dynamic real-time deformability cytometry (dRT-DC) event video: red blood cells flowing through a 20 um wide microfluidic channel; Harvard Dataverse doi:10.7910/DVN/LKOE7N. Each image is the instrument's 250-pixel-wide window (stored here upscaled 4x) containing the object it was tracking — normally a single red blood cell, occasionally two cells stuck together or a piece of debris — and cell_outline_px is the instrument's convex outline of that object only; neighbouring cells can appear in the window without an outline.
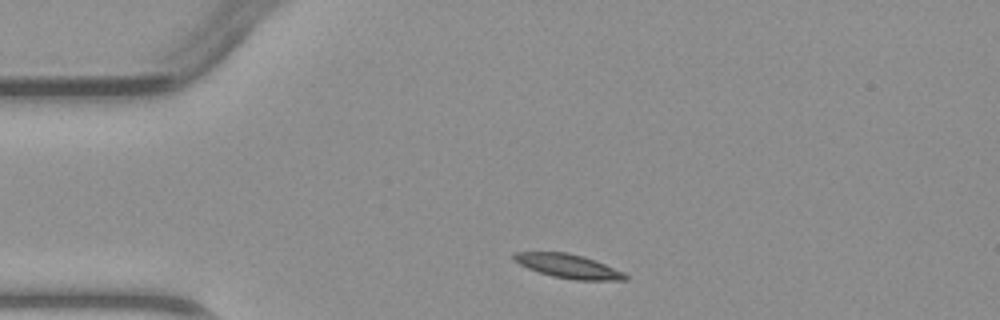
{"species": "common noctule bat (a hibernating species)", "species_latin": "Nyctalus noctula", "temperature_condition": "warm", "stored_images_in_passage": 4, "camera_frame_rate_fps": 3000, "um_per_image_px": 0.085, "animal": {"sex": "male", "body_mass_g": 23.1, "forearm_length_mm": 52.7}, "frame": {"image": 1, "passage_image": 1, "time_ms": 0.0, "image_size_px": [1000, 320], "cell_outline_px": [[628, 280], [576, 280], [552, 276], [528, 268], [512, 260], [512, 252], [568, 252], [584, 256], [596, 260], [624, 272], [628, 276]], "centroid_in_image_um": [48.31, 22.61], "position_along_channel_um": 36.7, "area_um2": 15.66}}
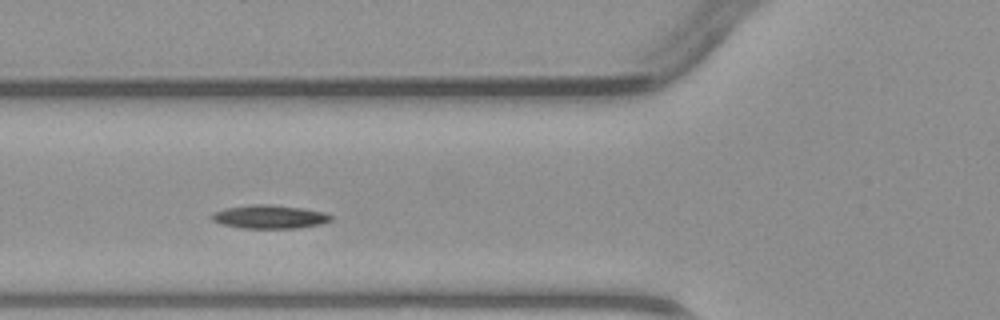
{"frame": {"image": 2, "passage_image": 3, "time_ms": 2.333, "image_size_px": [1000, 320], "cell_outline_px": [[332, 220], [320, 224], [300, 228], [240, 228], [220, 224], [212, 220], [208, 216], [212, 212], [224, 208], [252, 204], [268, 204], [300, 208], [324, 212], [332, 216]], "centroid_in_image_um": [22.84, 18.43], "position_along_channel_um": 103.0, "area_um2": 16.47}}
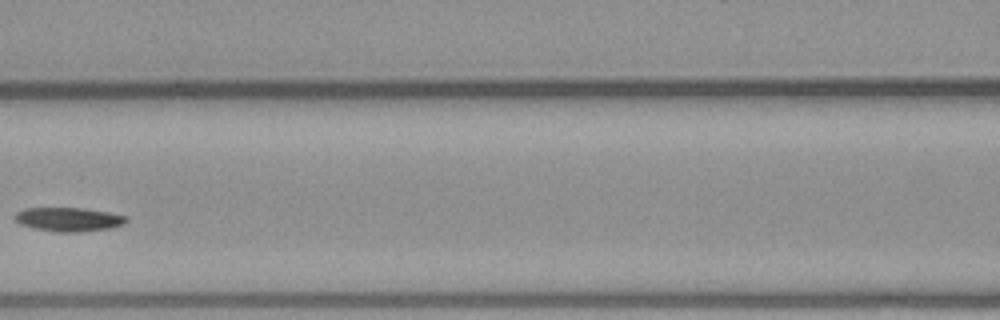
{"frame": {"image": 3, "passage_image": 4, "time_ms": 3.667, "image_size_px": [1000, 320], "cell_outline_px": [[128, 220], [124, 224], [108, 228], [80, 232], [56, 232], [32, 228], [20, 224], [12, 216], [16, 212], [24, 208], [84, 208], [108, 212], [128, 216]], "centroid_in_image_um": [5.81, 18.64], "position_along_channel_um": 160.8, "area_um2": 15.66}}